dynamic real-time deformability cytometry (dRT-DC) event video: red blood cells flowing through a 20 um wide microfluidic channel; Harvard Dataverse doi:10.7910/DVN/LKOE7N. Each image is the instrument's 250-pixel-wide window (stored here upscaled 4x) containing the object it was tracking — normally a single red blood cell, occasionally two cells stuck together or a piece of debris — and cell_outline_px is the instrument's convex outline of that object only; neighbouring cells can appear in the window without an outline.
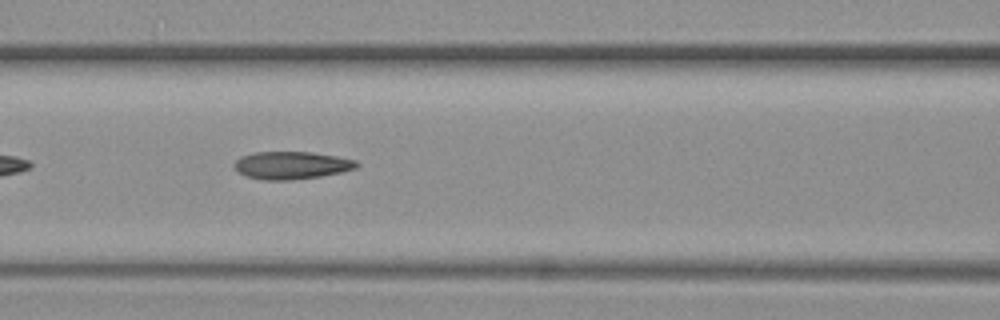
{"species": "common noctule bat (a hibernating species)", "species_latin": "Nyctalus noctula", "temperature_condition": "warm", "stored_images_in_passage": 7, "camera_frame_rate_fps": 3000, "um_per_image_px": 0.085, "animal": {"sex": "female", "body_mass_g": 19.3, "forearm_length_mm": 54.1}, "frame": {"image": 1, "passage_image": 4, "time_ms": 1.0, "image_size_px": [1000, 320], "cell_outline_px": [[360, 164], [356, 168], [340, 172], [320, 176], [288, 180], [264, 180], [244, 176], [232, 164], [240, 156], [252, 152], [308, 152], [336, 156], [356, 160]], "centroid_in_image_um": [24.75, 14.04], "position_along_channel_um": 141.9, "area_um2": 19.65}}
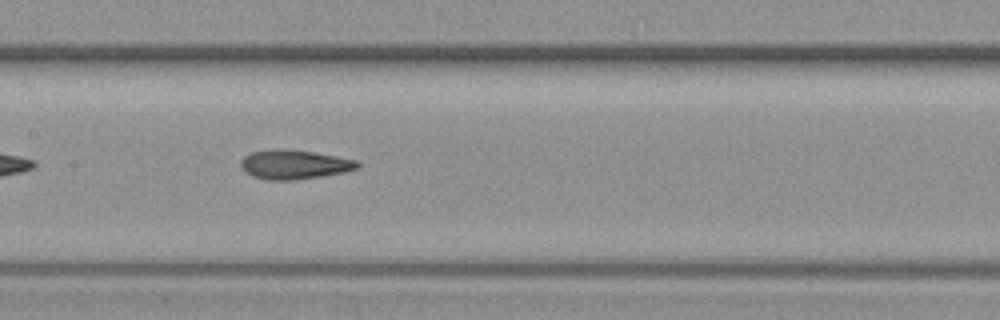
{"frame": {"image": 2, "passage_image": 5, "time_ms": 1.333, "image_size_px": [1000, 320], "cell_outline_px": [[360, 164], [356, 168], [344, 172], [296, 180], [268, 180], [252, 176], [240, 164], [240, 160], [244, 156], [252, 152], [276, 148], [284, 148], [312, 152], [336, 156], [356, 160]], "centroid_in_image_um": [24.99, 13.97], "position_along_channel_um": 182.4, "area_um2": 19.71}}
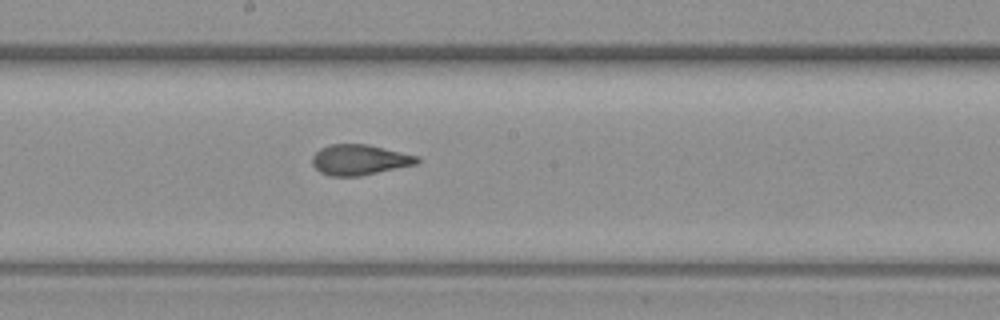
{"frame": {"image": 3, "passage_image": 7, "time_ms": 2.0, "image_size_px": [1000, 320], "cell_outline_px": [[420, 160], [416, 164], [360, 176], [332, 176], [320, 172], [312, 164], [312, 156], [320, 148], [328, 144], [368, 144], [420, 156]], "centroid_in_image_um": [30.56, 13.57], "position_along_channel_um": 217.6, "area_um2": 18.67}}